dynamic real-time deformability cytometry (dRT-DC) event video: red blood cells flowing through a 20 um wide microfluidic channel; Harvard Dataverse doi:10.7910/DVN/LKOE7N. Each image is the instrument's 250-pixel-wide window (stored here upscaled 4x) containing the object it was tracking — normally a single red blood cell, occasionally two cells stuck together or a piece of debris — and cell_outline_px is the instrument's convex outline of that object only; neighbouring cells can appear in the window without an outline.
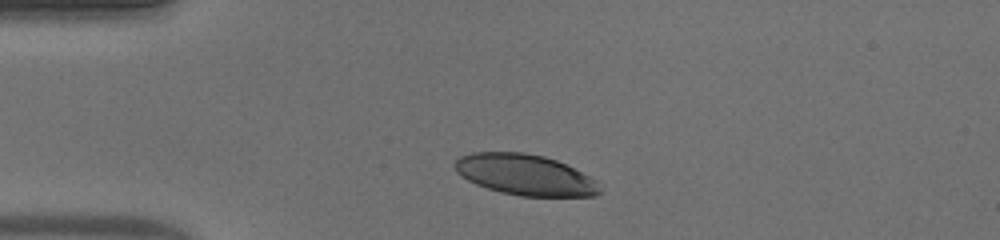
{"species": "human", "species_latin": "Homo sapiens", "temperature_condition": "warm", "stored_images_in_passage": 41, "camera_frame_rate_fps": 3000, "um_per_image_px": 0.085, "donor": {"sex": "male"}, "frame": {"image": 1, "passage_image": 1, "time_ms": 0.0, "image_size_px": [1000, 240], "cell_outline_px": [[600, 192], [596, 196], [520, 196], [500, 192], [476, 184], [460, 176], [456, 172], [452, 164], [460, 156], [472, 152], [524, 152], [544, 156], [556, 160], [596, 180], [600, 188]], "centroid_in_image_um": [44.58, 14.85], "position_along_channel_um": 40.4, "area_um2": 34.45}}
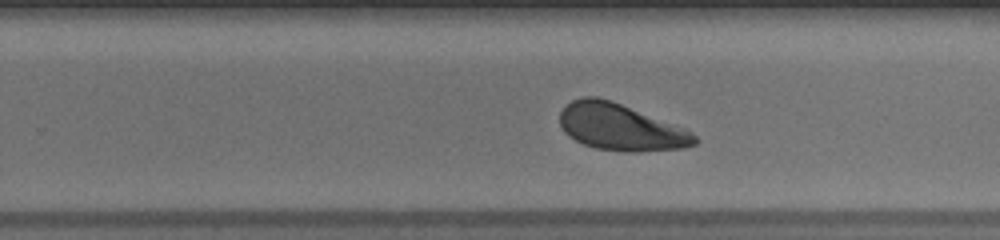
{"frame": {"image": 2, "passage_image": 22, "time_ms": 7.0, "image_size_px": [1000, 240], "cell_outline_px": [[700, 140], [696, 144], [684, 148], [640, 152], [624, 152], [596, 148], [584, 144], [568, 136], [564, 132], [560, 124], [560, 112], [572, 100], [584, 96], [596, 96], [620, 104], [684, 128], [692, 132]], "centroid_in_image_um": [52.76, 10.83], "position_along_channel_um": 277.0, "area_um2": 36.41}}
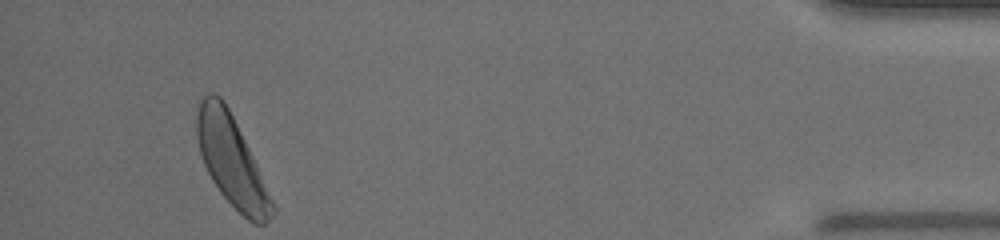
{"frame": {"image": 3, "passage_image": 38, "time_ms": 12.333, "image_size_px": [1000, 240], "cell_outline_px": [[276, 212], [264, 224], [256, 224], [248, 220], [220, 192], [212, 180], [204, 164], [200, 152], [196, 136], [196, 116], [200, 100], [208, 92], [212, 92], [220, 96], [224, 100], [252, 156], [276, 208]], "centroid_in_image_um": [19.66, 13.66], "position_along_channel_um": 415.5, "area_um2": 38.73}, "authors_computed_cell_mechanics": {"area_um2": 37.3966, "velocity_mm_per_s": 3.8468, "shape_relaxation_time_tau1_ms": 2.3023, "shape_relaxation_time_tau2_ms": 5.497, "deformation_change_tau1": 0.1261, "deformation_change_tau2": 0.1261}}